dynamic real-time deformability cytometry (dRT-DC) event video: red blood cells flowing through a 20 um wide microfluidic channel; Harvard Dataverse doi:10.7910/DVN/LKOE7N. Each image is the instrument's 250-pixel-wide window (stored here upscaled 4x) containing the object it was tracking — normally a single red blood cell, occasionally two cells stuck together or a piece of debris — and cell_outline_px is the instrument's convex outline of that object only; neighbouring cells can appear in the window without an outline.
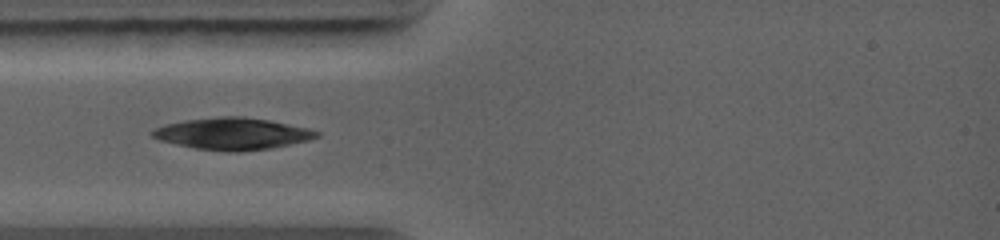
{"species": "common noctule bat (a hibernating species)", "species_latin": "Nyctalus noctula", "temperature_condition": "warm", "stored_images_in_passage": 23, "camera_frame_rate_fps": 5000, "um_per_image_px": 0.085, "animal": {"sex": "female", "body_mass_g": 19.0, "forearm_length_mm": 56.7}, "frame": {"image": 1, "passage_image": 1, "time_ms": 0.0, "image_size_px": [1000, 240], "cell_outline_px": [[320, 136], [308, 140], [272, 148], [240, 152], [228, 152], [196, 148], [176, 144], [160, 140], [152, 136], [148, 132], [152, 128], [164, 124], [184, 120], [220, 116], [244, 116], [268, 120], [308, 128], [320, 132]], "centroid_in_image_um": [19.72, 11.36], "position_along_channel_um": 65.3, "area_um2": 30.63}}
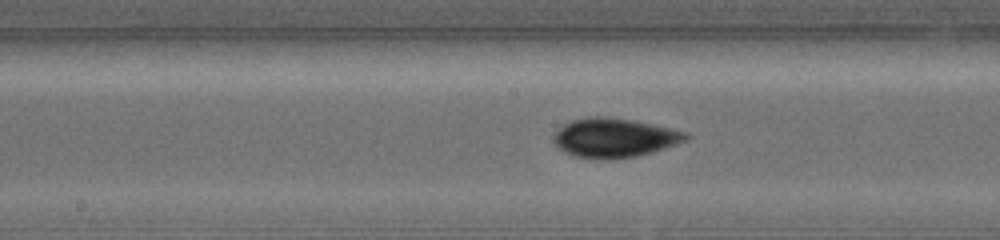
{"frame": {"image": 2, "passage_image": 9, "time_ms": 2.8, "image_size_px": [1000, 240], "cell_outline_px": [[692, 136], [688, 140], [664, 148], [636, 156], [608, 160], [600, 160], [572, 156], [556, 148], [552, 140], [552, 136], [564, 124], [572, 120], [588, 116], [600, 116], [632, 120], [672, 128], [688, 132]], "centroid_in_image_um": [52.2, 11.72], "position_along_channel_um": 196.0, "area_um2": 30.58}}
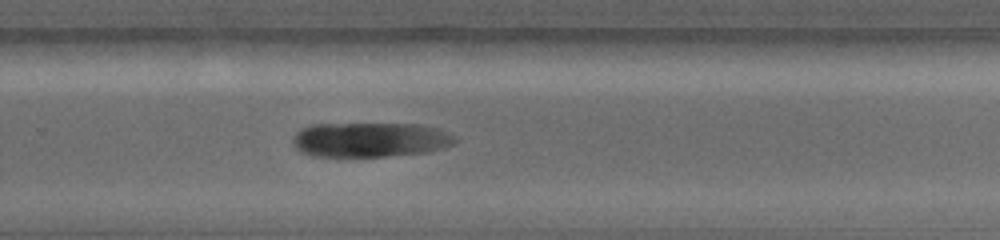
{"frame": {"image": 3, "passage_image": 18, "time_ms": 5.0, "image_size_px": [1000, 240], "cell_outline_px": [[456, 140], [452, 144], [444, 148], [428, 152], [384, 156], [312, 156], [300, 152], [292, 144], [292, 136], [300, 128], [312, 124], [420, 124], [440, 128], [456, 136]], "centroid_in_image_um": [31.45, 11.87], "position_along_channel_um": 298.4, "area_um2": 33.12}}